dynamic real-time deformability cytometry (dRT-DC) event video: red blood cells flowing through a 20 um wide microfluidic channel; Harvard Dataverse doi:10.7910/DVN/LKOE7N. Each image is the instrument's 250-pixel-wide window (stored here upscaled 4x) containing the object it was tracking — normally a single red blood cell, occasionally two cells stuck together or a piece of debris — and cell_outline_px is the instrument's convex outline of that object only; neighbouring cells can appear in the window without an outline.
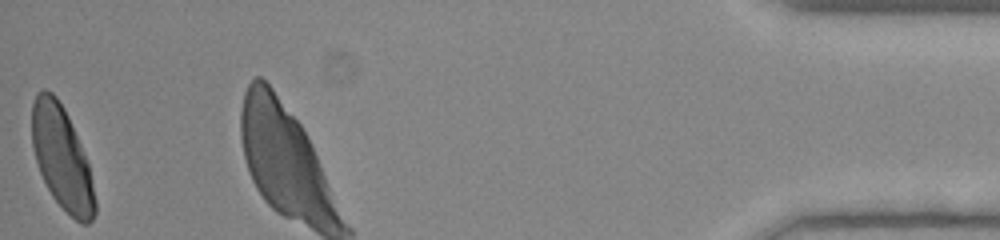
{"species": "human", "species_latin": "Homo sapiens", "temperature_condition": "room temperature", "stored_images_in_passage": 37, "camera_frame_rate_fps": 3000, "um_per_image_px": 0.085, "donor": {"sex": "female"}, "frame": {"image": 1, "passage_image": 37, "time_ms": 12.0, "image_size_px": [1000, 240], "cell_outline_px": [[96, 212], [92, 220], [88, 224], [80, 224], [52, 196], [40, 172], [36, 160], [32, 144], [32, 104], [36, 92], [44, 88], [52, 92], [56, 96], [64, 108], [68, 116], [80, 144], [88, 164], [96, 200]], "centroid_in_image_um": [5.25, 13.4], "position_along_channel_um": 429.9, "area_um2": 37.45}}